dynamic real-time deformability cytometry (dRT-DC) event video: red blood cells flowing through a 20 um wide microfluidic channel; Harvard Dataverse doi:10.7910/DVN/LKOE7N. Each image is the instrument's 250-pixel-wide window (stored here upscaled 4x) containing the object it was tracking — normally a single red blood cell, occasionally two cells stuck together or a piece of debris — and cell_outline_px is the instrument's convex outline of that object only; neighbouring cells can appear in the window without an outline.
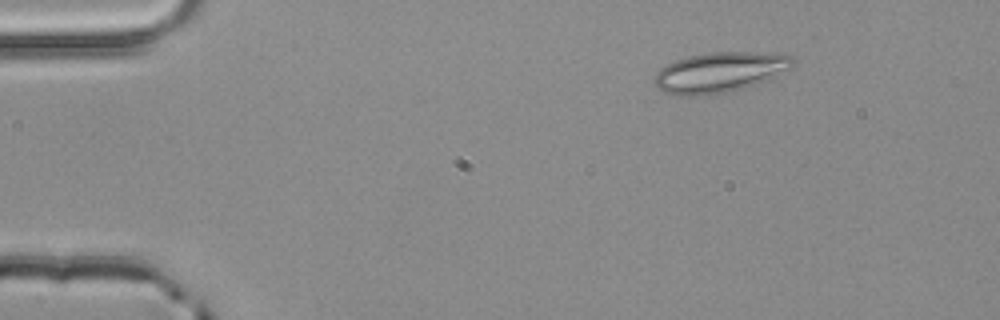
{"species": "common noctule bat (a hibernating species)", "species_latin": "Nyctalus noctula", "temperature_condition": "room temperature", "stored_images_in_passage": 2, "camera_frame_rate_fps": 3000, "um_per_image_px": 0.085, "animal": {"sex": "male", "body_mass_g": 20.4}, "frame": {"image": 1, "passage_image": 1, "time_ms": 0.0, "image_size_px": [1000, 320], "cell_outline_px": [[796, 64], [788, 72], [768, 80], [744, 88], [728, 92], [708, 96], [680, 96], [664, 92], [652, 80], [656, 72], [660, 68], [676, 60], [688, 56], [704, 52], [784, 52], [792, 56], [796, 60]], "centroid_in_image_um": [61.28, 6.13], "position_along_channel_um": 23.7, "area_um2": 33.47}}